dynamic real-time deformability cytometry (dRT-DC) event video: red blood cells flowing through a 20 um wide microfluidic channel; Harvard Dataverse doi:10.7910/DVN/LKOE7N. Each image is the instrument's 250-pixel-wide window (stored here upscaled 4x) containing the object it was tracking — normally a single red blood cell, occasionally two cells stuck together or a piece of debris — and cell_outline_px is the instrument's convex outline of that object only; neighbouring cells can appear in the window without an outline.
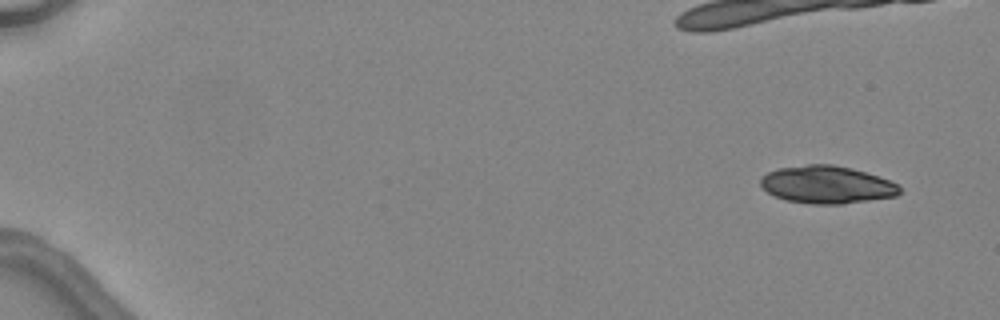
{"species": "common noctule bat (a hibernating species)", "species_latin": "Nyctalus noctula", "temperature_condition": "warm", "stored_images_in_passage": 8, "camera_frame_rate_fps": 3000, "um_per_image_px": 0.085, "animal": {"sex": "female", "body_mass_g": 24.6, "forearm_length_mm": 56.2}, "frame": {"image": 1, "passage_image": 1, "time_ms": 0.0, "image_size_px": [1000, 320], "cell_outline_px": [[900, 192], [896, 196], [844, 204], [808, 204], [784, 200], [768, 192], [760, 184], [760, 176], [776, 168], [808, 164], [832, 164], [852, 168], [888, 180], [896, 184], [900, 188]], "centroid_in_image_um": [70.23, 15.7], "position_along_channel_um": 14.8, "area_um2": 30.52}}